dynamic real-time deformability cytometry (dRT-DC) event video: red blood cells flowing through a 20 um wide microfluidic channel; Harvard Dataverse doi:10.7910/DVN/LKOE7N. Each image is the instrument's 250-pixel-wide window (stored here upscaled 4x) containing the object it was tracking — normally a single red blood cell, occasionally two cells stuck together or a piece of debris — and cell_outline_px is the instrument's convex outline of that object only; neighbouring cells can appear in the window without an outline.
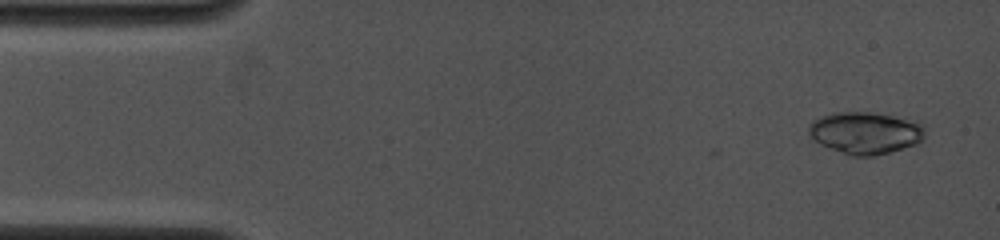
{"species": "common noctule bat (a hibernating species)", "species_latin": "Nyctalus noctula", "temperature_condition": "cold", "stored_images_in_passage": 4, "camera_frame_rate_fps": 4000, "um_per_image_px": 0.085, "animal": {"sex": "female", "body_mass_g": 19.0, "forearm_length_mm": 53.3}, "frame": {"image": 1, "passage_image": 1, "time_ms": 0.0, "image_size_px": [1000, 240], "cell_outline_px": [[924, 140], [916, 144], [888, 152], [872, 156], [848, 156], [820, 144], [808, 132], [808, 124], [812, 120], [820, 116], [836, 112], [872, 112], [920, 120], [924, 124]], "centroid_in_image_um": [73.58, 11.27], "position_along_channel_um": 11.4, "area_um2": 28.9}}